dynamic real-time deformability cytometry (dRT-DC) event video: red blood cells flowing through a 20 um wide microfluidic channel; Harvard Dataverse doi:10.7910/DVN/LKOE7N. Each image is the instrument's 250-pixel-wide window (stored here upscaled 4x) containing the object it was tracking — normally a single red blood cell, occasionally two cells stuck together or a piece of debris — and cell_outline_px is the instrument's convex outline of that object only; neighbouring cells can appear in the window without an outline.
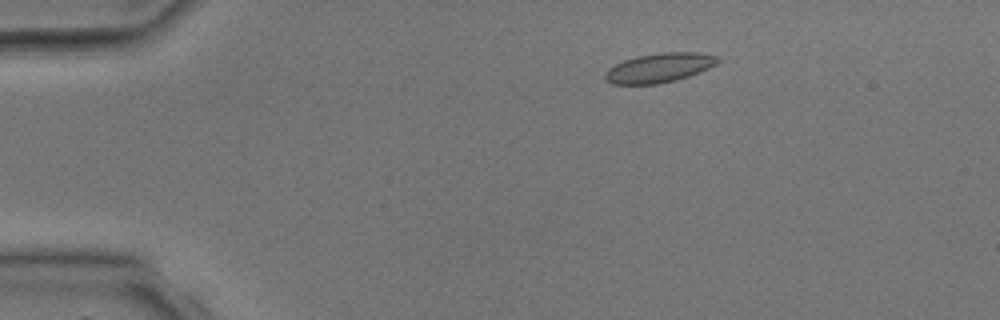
{"species": "common noctule bat (a hibernating species)", "species_latin": "Nyctalus noctula", "temperature_condition": "room temperature", "stored_images_in_passage": 3, "camera_frame_rate_fps": 3000, "um_per_image_px": 0.085, "animal": {"sex": "male", "body_mass_g": 17.9, "forearm_length_mm": 54.2}, "frame": {"image": 1, "passage_image": 2, "time_ms": 1.0, "image_size_px": [1000, 320], "cell_outline_px": [[720, 60], [716, 64], [700, 72], [676, 80], [656, 84], [612, 84], [604, 80], [604, 72], [608, 68], [624, 60], [636, 56], [664, 52], [696, 52], [720, 56]], "centroid_in_image_um": [56.02, 5.76], "position_along_channel_um": 29.0, "area_um2": 19.36}}